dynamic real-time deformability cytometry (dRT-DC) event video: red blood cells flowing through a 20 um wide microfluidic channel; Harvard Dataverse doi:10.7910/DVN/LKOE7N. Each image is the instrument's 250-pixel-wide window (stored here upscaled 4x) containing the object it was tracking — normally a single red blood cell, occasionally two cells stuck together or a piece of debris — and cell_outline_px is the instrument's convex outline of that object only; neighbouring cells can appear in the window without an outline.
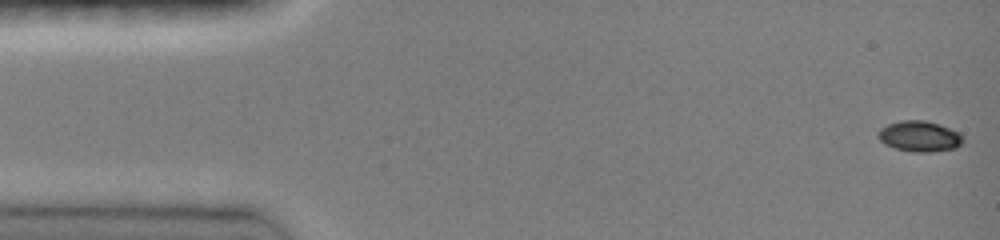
{"species": "common noctule bat (a hibernating species)", "species_latin": "Nyctalus noctula", "temperature_condition": "room temperature", "stored_images_in_passage": 47, "camera_frame_rate_fps": 3000, "um_per_image_px": 0.085, "animal": {"sex": "female", "body_mass_g": 19.0, "forearm_length_mm": 51.5}, "frame": {"image": 1, "passage_image": 1, "time_ms": 0.0, "image_size_px": [1000, 240], "cell_outline_px": [[964, 140], [956, 148], [928, 152], [912, 152], [896, 148], [884, 144], [876, 136], [876, 132], [880, 128], [888, 124], [900, 120], [924, 120], [960, 132], [964, 136]], "centroid_in_image_um": [78.13, 11.58], "position_along_channel_um": 6.9, "area_um2": 15.26}}
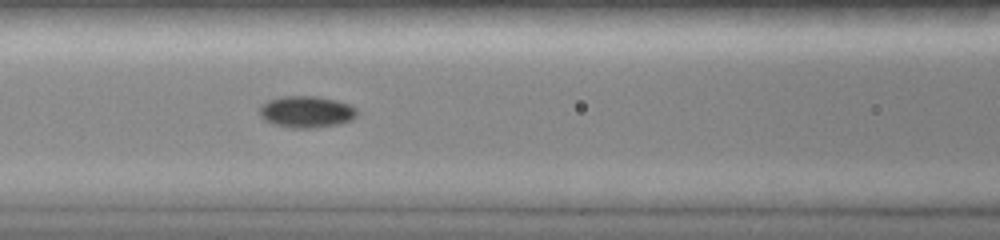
{"frame": {"image": 2, "passage_image": 20, "time_ms": 6.333, "image_size_px": [1000, 240], "cell_outline_px": [[356, 116], [352, 120], [340, 124], [316, 128], [292, 128], [272, 124], [264, 120], [260, 116], [260, 104], [268, 100], [280, 96], [316, 96], [336, 100], [352, 104], [356, 108]], "centroid_in_image_um": [26.04, 9.5], "position_along_channel_um": 140.6, "area_um2": 18.32}}
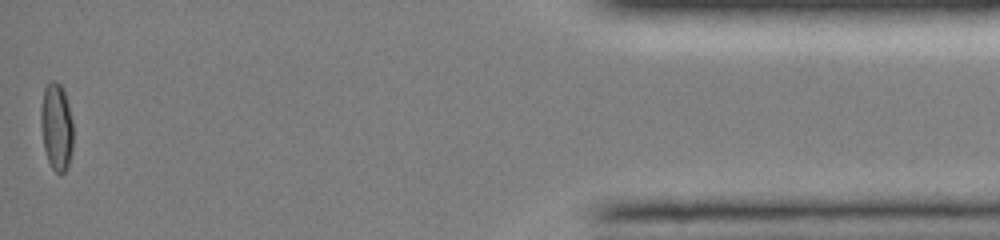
{"frame": {"image": 3, "passage_image": 47, "time_ms": 15.333, "image_size_px": [1000, 240], "cell_outline_px": [[72, 148], [68, 168], [60, 176], [52, 168], [48, 160], [44, 148], [40, 124], [40, 108], [44, 88], [48, 80], [56, 80], [60, 84], [64, 92], [68, 104], [72, 120]], "centroid_in_image_um": [4.78, 10.76], "position_along_channel_um": 430.4, "area_um2": 16.7}}